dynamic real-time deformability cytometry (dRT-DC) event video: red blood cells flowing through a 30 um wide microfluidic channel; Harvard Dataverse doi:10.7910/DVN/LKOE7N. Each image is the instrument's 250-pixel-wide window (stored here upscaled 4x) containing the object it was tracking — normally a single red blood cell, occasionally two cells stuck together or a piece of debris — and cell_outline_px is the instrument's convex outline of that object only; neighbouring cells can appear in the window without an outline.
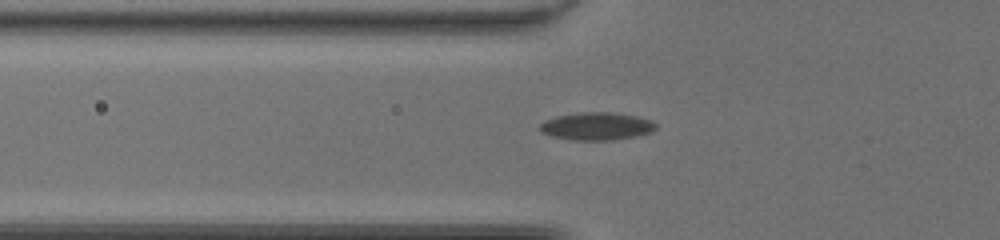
{"species": "common noctule bat (a hibernating species)", "species_latin": "Nyctalus noctula", "temperature_condition": "room temperature", "stored_images_in_passage": 36, "camera_frame_rate_fps": 3000, "um_per_image_px": 0.085, "animal": {"sex": "female", "body_mass_g": 20.0, "forearm_length_mm": 54.0}, "frame": {"image": 1, "passage_image": 4, "time_ms": 1.0, "image_size_px": [1000, 240], "cell_outline_px": [[656, 128], [652, 132], [636, 136], [612, 140], [572, 140], [552, 136], [540, 132], [540, 124], [544, 120], [556, 116], [580, 112], [612, 112], [636, 116], [652, 120], [656, 124]], "centroid_in_image_um": [50.71, 10.72], "position_along_channel_um": 75.1, "area_um2": 18.84}}
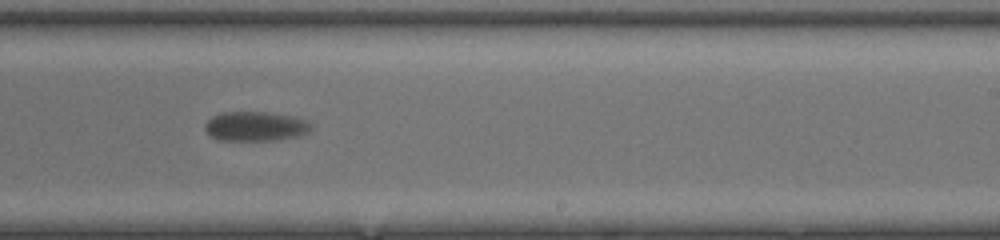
{"frame": {"image": 2, "passage_image": 18, "time_ms": 5.667, "image_size_px": [1000, 240], "cell_outline_px": [[312, 128], [308, 132], [300, 136], [280, 140], [220, 140], [212, 136], [204, 128], [204, 124], [212, 116], [220, 112], [272, 112], [292, 116], [308, 120], [312, 124]], "centroid_in_image_um": [21.76, 10.73], "position_along_channel_um": 267.2, "area_um2": 18.5}}
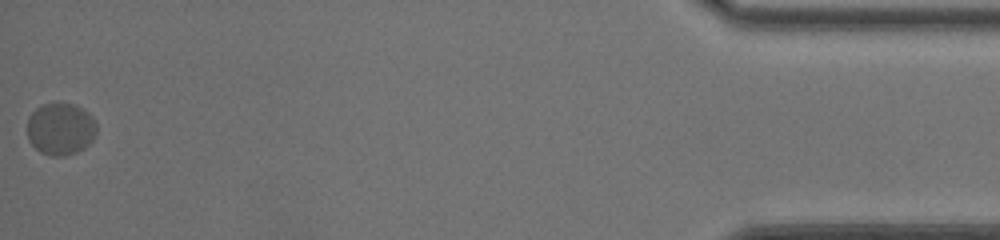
{"frame": {"image": 3, "passage_image": 36, "time_ms": 11.667, "image_size_px": [1000, 240], "cell_outline_px": [[96, 132], [92, 140], [84, 148], [76, 152], [64, 156], [52, 156], [40, 152], [28, 140], [28, 116], [36, 108], [44, 104], [60, 100], [72, 104], [88, 112], [92, 116], [96, 124]], "centroid_in_image_um": [5.14, 10.93], "position_along_channel_um": 430.1, "area_um2": 21.33}, "authors_computed_cell_mechanics": {"area_um2": 18.9006, "velocity_mm_per_s": 4.125, "shape_relaxation_time_tau1_ms": 1.42, "shape_relaxation_time_tau2_ms": null, "deformation_change_tau1": 0.0685, "deformation_change_tau2": null}}